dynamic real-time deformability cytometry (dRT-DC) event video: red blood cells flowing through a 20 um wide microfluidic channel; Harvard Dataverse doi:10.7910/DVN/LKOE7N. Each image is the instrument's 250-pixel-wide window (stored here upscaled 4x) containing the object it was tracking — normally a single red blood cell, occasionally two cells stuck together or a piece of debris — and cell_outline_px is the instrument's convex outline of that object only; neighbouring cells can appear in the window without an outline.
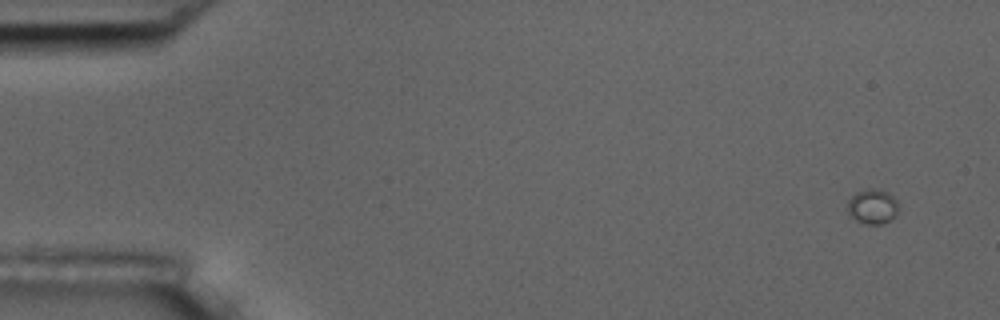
{"species": "common noctule bat (a hibernating species)", "species_latin": "Nyctalus noctula", "temperature_condition": "room temperature", "stored_images_in_passage": 4, "camera_frame_rate_fps": 3000, "um_per_image_px": 0.085, "animal": {"sex": "male", "body_mass_g": 17.5, "forearm_length_mm": 52.3}, "frame": {"image": 1, "passage_image": 1, "time_ms": 0.0, "image_size_px": [1000, 320], "cell_outline_px": [[900, 208], [896, 216], [880, 224], [868, 224], [856, 220], [848, 212], [848, 200], [856, 192], [868, 188], [876, 188], [888, 192], [900, 204]], "centroid_in_image_um": [74.21, 17.53], "position_along_channel_um": 10.8, "area_um2": 10.4}}